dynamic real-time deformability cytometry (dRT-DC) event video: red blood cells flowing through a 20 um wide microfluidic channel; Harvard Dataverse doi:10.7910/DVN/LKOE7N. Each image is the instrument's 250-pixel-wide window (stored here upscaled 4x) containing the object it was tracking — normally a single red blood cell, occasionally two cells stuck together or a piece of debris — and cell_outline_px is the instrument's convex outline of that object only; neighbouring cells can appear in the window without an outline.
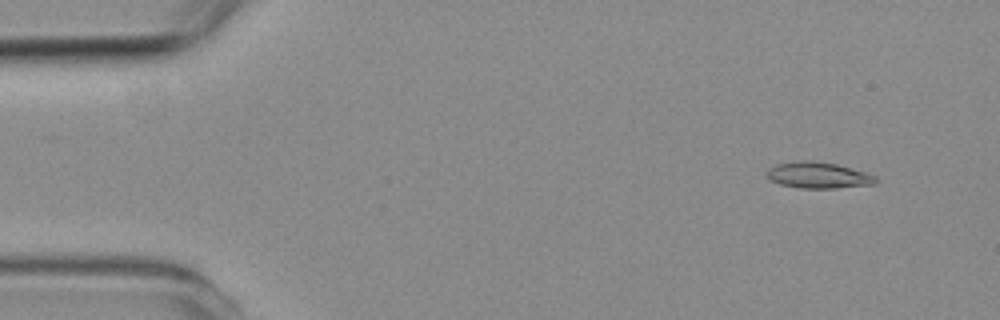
{"species": "common noctule bat (a hibernating species)", "species_latin": "Nyctalus noctula", "temperature_condition": "room temperature", "stored_images_in_passage": 5, "camera_frame_rate_fps": 3000, "um_per_image_px": 0.085, "animal": {"sex": "female", "body_mass_g": 19.3, "forearm_length_mm": 54.1}, "frame": {"image": 1, "passage_image": 1, "time_ms": 0.0, "image_size_px": [1000, 320], "cell_outline_px": [[880, 180], [876, 184], [836, 188], [800, 188], [780, 184], [768, 180], [768, 168], [776, 164], [800, 160], [812, 160], [836, 164], [864, 172], [876, 176]], "centroid_in_image_um": [69.56, 14.9], "position_along_channel_um": 15.4, "area_um2": 16.7}}
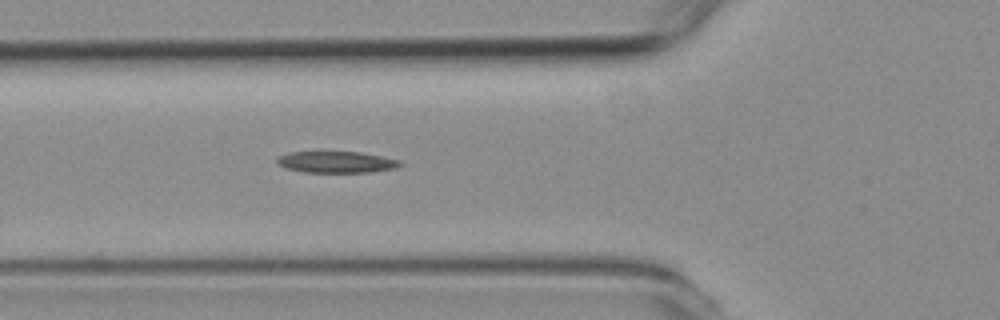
{"frame": {"image": 2, "passage_image": 5, "time_ms": 4.667, "image_size_px": [1000, 320], "cell_outline_px": [[404, 164], [396, 168], [368, 172], [304, 172], [288, 168], [280, 164], [276, 160], [276, 156], [288, 152], [360, 152], [400, 160]], "centroid_in_image_um": [28.6, 13.77], "position_along_channel_um": 97.2, "area_um2": 15.26}}